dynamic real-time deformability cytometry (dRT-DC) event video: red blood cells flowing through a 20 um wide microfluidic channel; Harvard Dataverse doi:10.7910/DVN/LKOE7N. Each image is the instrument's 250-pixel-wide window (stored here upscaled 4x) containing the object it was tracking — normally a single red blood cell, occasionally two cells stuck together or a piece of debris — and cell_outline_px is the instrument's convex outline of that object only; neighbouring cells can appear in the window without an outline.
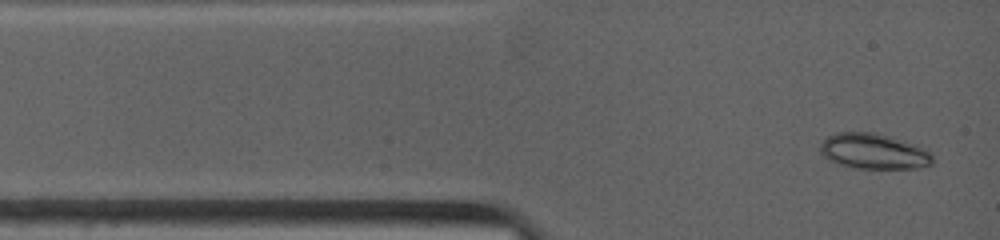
{"species": "common noctule bat (a hibernating species)", "species_latin": "Nyctalus noctula", "temperature_condition": "warm", "stored_images_in_passage": 27, "camera_frame_rate_fps": 4500, "um_per_image_px": 0.085, "animal": {"sex": "female", "body_mass_g": 19.0, "forearm_length_mm": 53.3}, "frame": {"image": 1, "passage_image": 1, "time_ms": 0.0, "image_size_px": [1000, 240], "cell_outline_px": [[932, 164], [916, 168], [856, 168], [840, 164], [828, 160], [820, 152], [820, 144], [828, 136], [836, 132], [876, 132], [920, 144], [928, 148], [932, 152]], "centroid_in_image_um": [74.32, 12.84], "position_along_channel_um": 10.7, "area_um2": 23.64}}
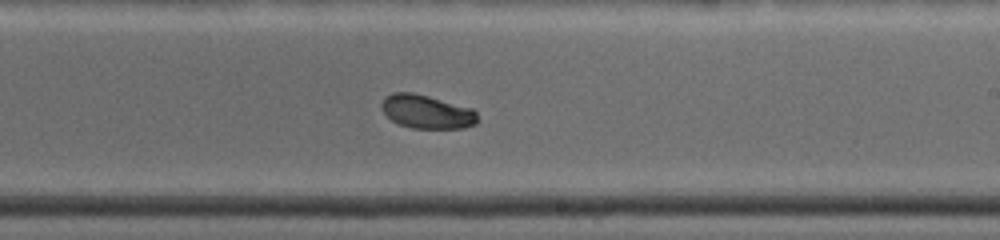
{"frame": {"image": 2, "passage_image": 13, "time_ms": 7.111, "image_size_px": [1000, 240], "cell_outline_px": [[480, 120], [476, 124], [464, 128], [412, 128], [400, 124], [392, 120], [380, 108], [380, 104], [384, 96], [392, 92], [412, 92], [428, 96], [472, 108], [476, 112]], "centroid_in_image_um": [36.28, 9.49], "position_along_channel_um": 252.7, "area_um2": 18.96}}
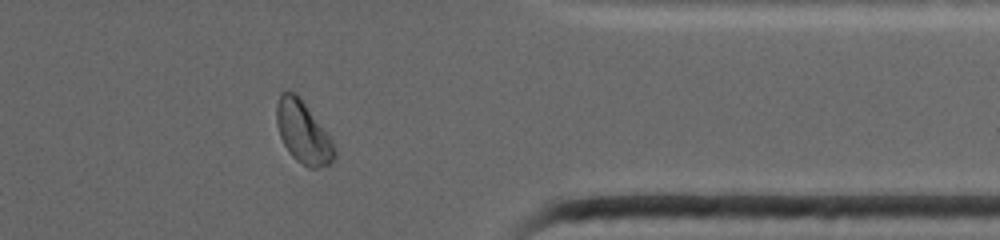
{"frame": {"image": 3, "passage_image": 21, "time_ms": 10.889, "image_size_px": [1000, 240], "cell_outline_px": [[336, 156], [328, 164], [316, 168], [308, 168], [296, 160], [288, 152], [280, 136], [276, 124], [276, 104], [280, 92], [296, 92], [300, 96], [332, 140], [336, 148]], "centroid_in_image_um": [25.75, 11.23], "position_along_channel_um": 385.7, "area_um2": 21.04}, "authors_computed_cell_mechanics": {"area_um2": 19.652, "velocity_mm_per_s": 3.9121, "shape_relaxation_time_tau1_ms": 2.6656, "shape_relaxation_time_tau2_ms": null, "deformation_change_tau1": 0.1055, "deformation_change_tau2": null}}